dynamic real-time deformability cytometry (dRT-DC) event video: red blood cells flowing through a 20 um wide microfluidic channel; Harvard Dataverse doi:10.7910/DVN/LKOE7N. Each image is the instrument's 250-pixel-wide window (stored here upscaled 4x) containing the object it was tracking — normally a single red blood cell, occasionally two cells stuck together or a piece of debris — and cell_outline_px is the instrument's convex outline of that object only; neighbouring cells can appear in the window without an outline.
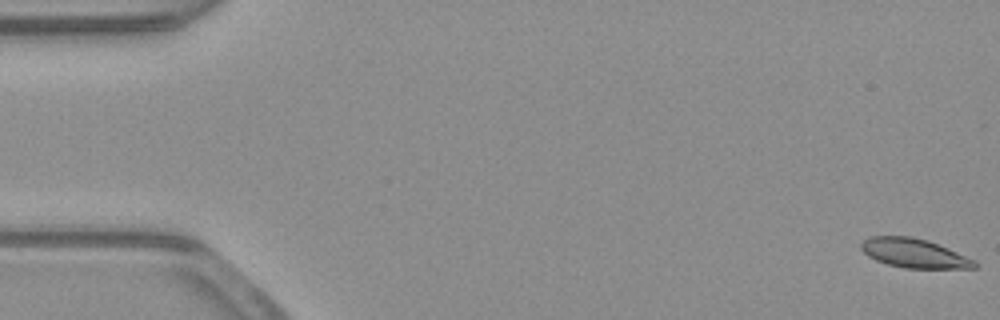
{"species": "common noctule bat (a hibernating species)", "species_latin": "Nyctalus noctula", "temperature_condition": "warm", "stored_images_in_passage": 54, "camera_frame_rate_fps": 3000, "um_per_image_px": 0.085, "animal": {"sex": "male", "body_mass_g": 23.1, "forearm_length_mm": 52.7}, "frame": {"image": 1, "passage_image": 1, "time_ms": 0.0, "image_size_px": [1000, 320], "cell_outline_px": [[980, 264], [976, 268], [904, 268], [888, 264], [876, 260], [868, 256], [860, 248], [860, 244], [868, 236], [912, 236], [928, 240], [948, 248], [976, 260]], "centroid_in_image_um": [77.72, 21.52], "position_along_channel_um": 7.3, "area_um2": 19.42}}
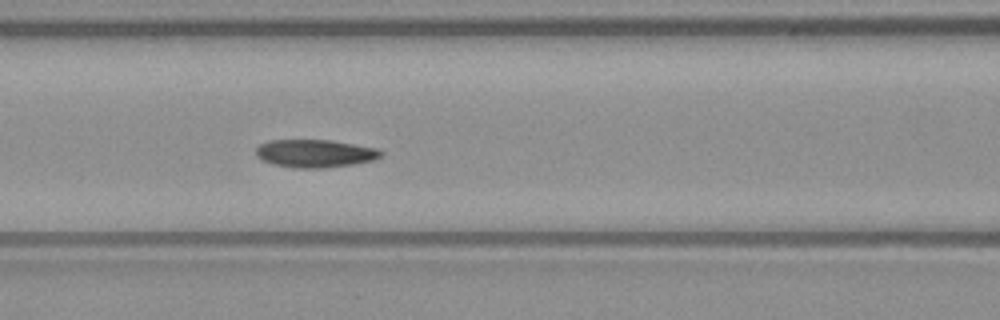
{"frame": {"image": 2, "passage_image": 23, "time_ms": 7.333, "image_size_px": [1000, 320], "cell_outline_px": [[384, 156], [372, 160], [352, 164], [324, 168], [292, 168], [272, 164], [256, 156], [256, 148], [260, 144], [268, 140], [332, 140], [380, 148], [384, 152]], "centroid_in_image_um": [26.81, 13.04], "position_along_channel_um": 139.8, "area_um2": 20.58}}
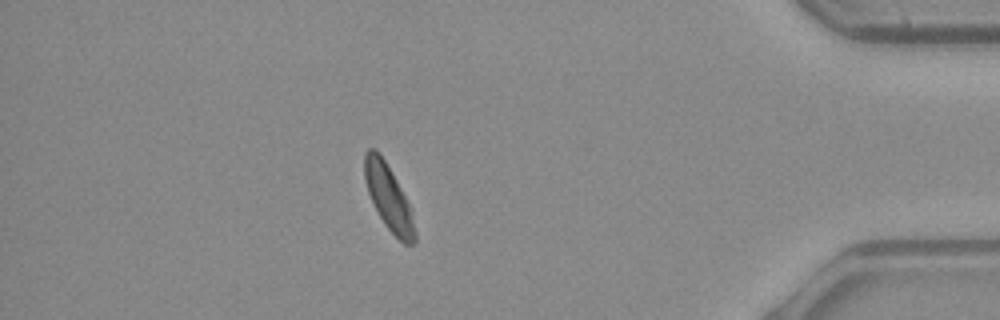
{"frame": {"image": 3, "passage_image": 47, "time_ms": 15.333, "image_size_px": [1000, 320], "cell_outline_px": [[416, 244], [404, 244], [384, 224], [368, 192], [364, 180], [364, 152], [368, 148], [376, 148], [380, 152], [396, 180], [408, 204], [416, 232]], "centroid_in_image_um": [33.0, 16.75], "position_along_channel_um": 402.2, "area_um2": 18.73}, "authors_computed_cell_mechanics": {"area_um2": 20.0277, "velocity_mm_per_s": 3.8787, "shape_relaxation_time_tau1_ms": 6.4499, "shape_relaxation_time_tau2_ms": 3.0078, "deformation_change_tau1": 0.1809, "deformation_change_tau2": 0.074}}